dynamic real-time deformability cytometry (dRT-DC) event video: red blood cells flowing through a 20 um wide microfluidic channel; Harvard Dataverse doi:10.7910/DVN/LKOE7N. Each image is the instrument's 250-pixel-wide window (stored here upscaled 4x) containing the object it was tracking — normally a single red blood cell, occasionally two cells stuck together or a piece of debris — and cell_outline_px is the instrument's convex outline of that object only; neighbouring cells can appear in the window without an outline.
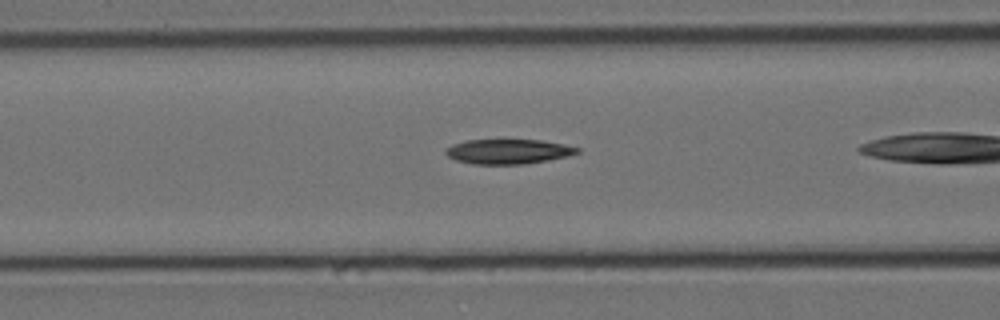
{"species": "Egyptian fruit bat (a non-hibernating species)", "species_latin": "Rousettus aegyptiacus", "temperature_condition": "cold", "stored_images_in_passage": 41, "camera_frame_rate_fps": 3000, "um_per_image_px": 0.085, "animal": {"sex": "female"}, "frame": {"image": 1, "passage_image": 19, "time_ms": 6.0, "image_size_px": [1000, 320], "cell_outline_px": [[580, 152], [568, 156], [548, 160], [524, 164], [472, 164], [456, 160], [448, 156], [444, 152], [452, 144], [464, 140], [540, 140], [564, 144], [580, 148]], "centroid_in_image_um": [43.2, 12.88], "position_along_channel_um": 123.4, "area_um2": 18.96}}
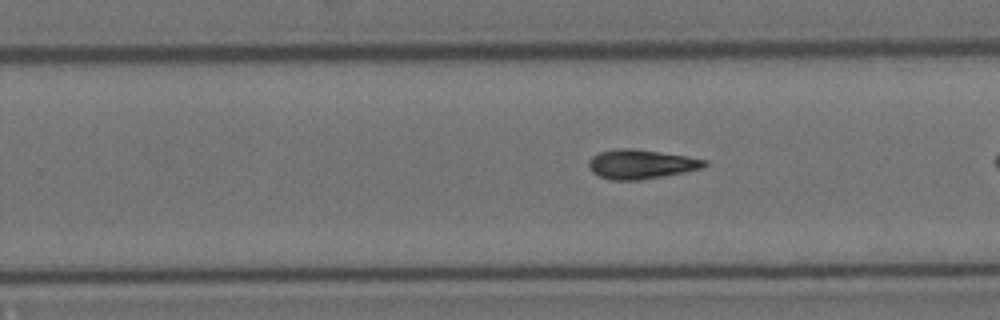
{"frame": {"image": 2, "passage_image": 32, "time_ms": 10.333, "image_size_px": [1000, 320], "cell_outline_px": [[708, 164], [704, 168], [684, 172], [640, 180], [608, 180], [592, 172], [588, 168], [588, 160], [592, 156], [600, 152], [616, 148], [632, 148], [684, 156], [708, 160]], "centroid_in_image_um": [54.45, 13.96], "position_along_channel_um": 275.3, "area_um2": 19.77}}
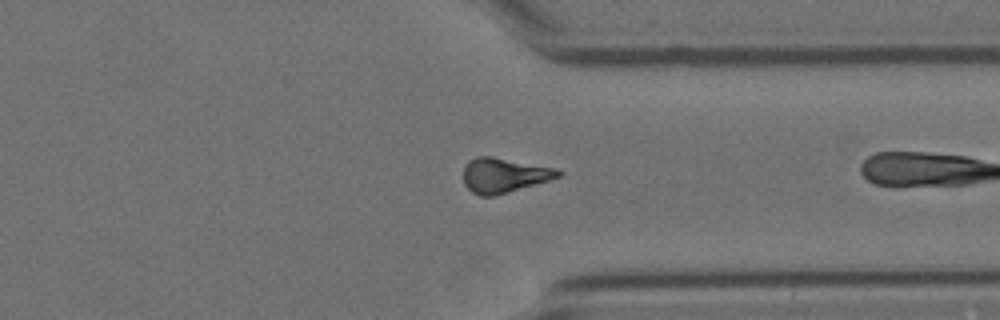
{"frame": {"image": 3, "passage_image": 40, "time_ms": 13.0, "image_size_px": [1000, 320], "cell_outline_px": [[564, 172], [560, 176], [548, 180], [508, 192], [492, 196], [480, 196], [472, 192], [464, 184], [464, 168], [468, 160], [476, 156], [492, 156], [556, 168]], "centroid_in_image_um": [42.82, 14.88], "position_along_channel_um": 368.6, "area_um2": 19.07}}